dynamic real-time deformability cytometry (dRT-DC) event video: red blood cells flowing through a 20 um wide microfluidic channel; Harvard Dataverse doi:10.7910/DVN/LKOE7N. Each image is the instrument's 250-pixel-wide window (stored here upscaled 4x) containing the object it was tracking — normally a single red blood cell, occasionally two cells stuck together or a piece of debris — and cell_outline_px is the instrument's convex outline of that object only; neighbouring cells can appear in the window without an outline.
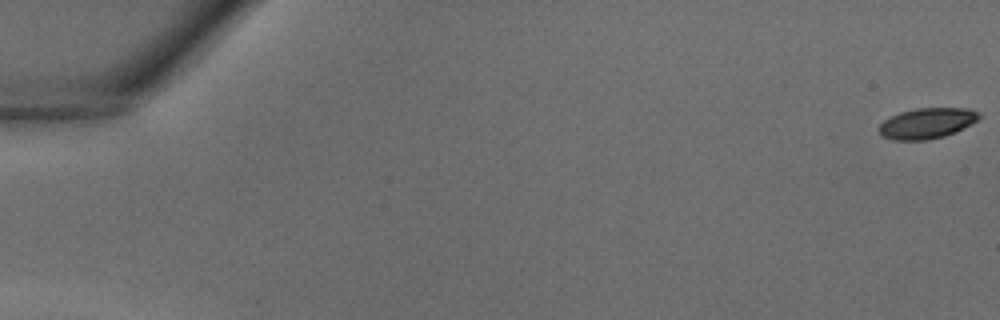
{"species": "common noctule bat (a hibernating species)", "species_latin": "Nyctalus noctula", "temperature_condition": "warm", "stored_images_in_passage": 41, "camera_frame_rate_fps": 3000, "um_per_image_px": 0.085, "animal": {"sex": "male", "body_mass_g": 18.8}, "frame": {"image": 1, "passage_image": 1, "time_ms": 0.0, "image_size_px": [1000, 320], "cell_outline_px": [[980, 116], [972, 124], [956, 132], [944, 136], [928, 140], [892, 140], [880, 136], [876, 128], [884, 120], [900, 112], [916, 108], [968, 108], [976, 112]], "centroid_in_image_um": [78.73, 10.49], "position_along_channel_um": 6.3, "area_um2": 17.98}}
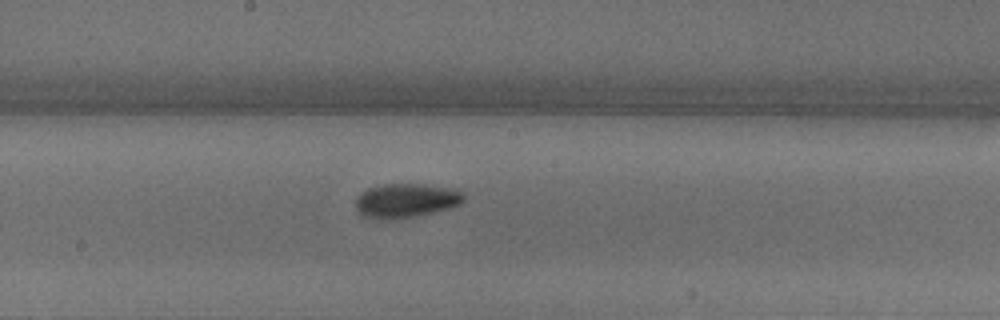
{"frame": {"image": 2, "passage_image": 23, "time_ms": 7.333, "image_size_px": [1000, 320], "cell_outline_px": [[464, 200], [460, 204], [436, 212], [416, 216], [388, 220], [380, 220], [364, 216], [356, 208], [356, 196], [360, 192], [368, 188], [384, 184], [424, 184], [452, 188], [464, 192]], "centroid_in_image_um": [34.5, 17.05], "position_along_channel_um": 213.7, "area_um2": 21.73}}
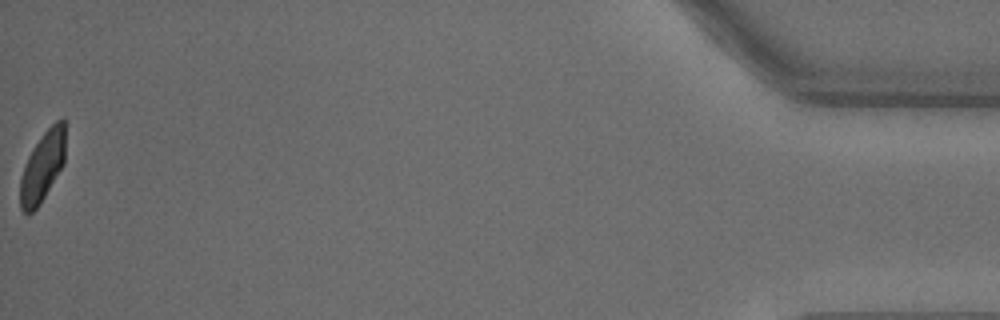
{"frame": {"image": 3, "passage_image": 41, "time_ms": 13.333, "image_size_px": [1000, 320], "cell_outline_px": [[64, 164], [40, 204], [28, 216], [20, 208], [20, 176], [28, 156], [44, 132], [56, 120], [64, 120]], "centroid_in_image_um": [3.59, 14.22], "position_along_channel_um": 431.6, "area_um2": 18.26}}